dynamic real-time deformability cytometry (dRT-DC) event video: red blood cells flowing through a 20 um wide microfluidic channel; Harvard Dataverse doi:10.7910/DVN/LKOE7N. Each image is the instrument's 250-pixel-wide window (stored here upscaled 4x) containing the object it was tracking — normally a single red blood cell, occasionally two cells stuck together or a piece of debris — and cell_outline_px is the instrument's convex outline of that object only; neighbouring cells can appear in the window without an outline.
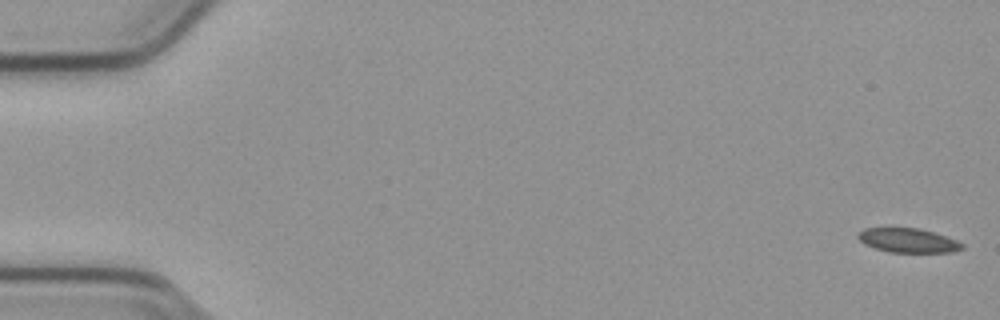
{"species": "common noctule bat (a hibernating species)", "species_latin": "Nyctalus noctula", "temperature_condition": "cold", "stored_images_in_passage": 55, "camera_frame_rate_fps": 3000, "um_per_image_px": 0.085, "animal": {"sex": "male", "body_mass_g": 23.1, "forearm_length_mm": 52.7}, "frame": {"image": 1, "passage_image": 1, "time_ms": 0.0, "image_size_px": [1000, 320], "cell_outline_px": [[964, 248], [952, 252], [888, 252], [864, 244], [856, 236], [864, 228], [920, 228], [956, 240], [964, 244]], "centroid_in_image_um": [77.18, 20.44], "position_along_channel_um": 7.8, "area_um2": 14.57}}
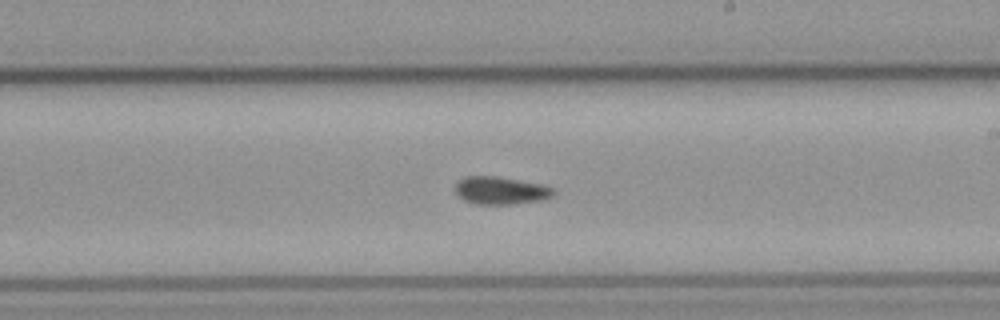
{"frame": {"image": 2, "passage_image": 32, "time_ms": 10.333, "image_size_px": [1000, 320], "cell_outline_px": [[556, 192], [552, 196], [544, 200], [512, 204], [476, 204], [464, 200], [456, 196], [456, 184], [464, 176], [496, 176], [544, 184], [556, 188]], "centroid_in_image_um": [42.61, 16.19], "position_along_channel_um": 246.4, "area_um2": 16.13}}
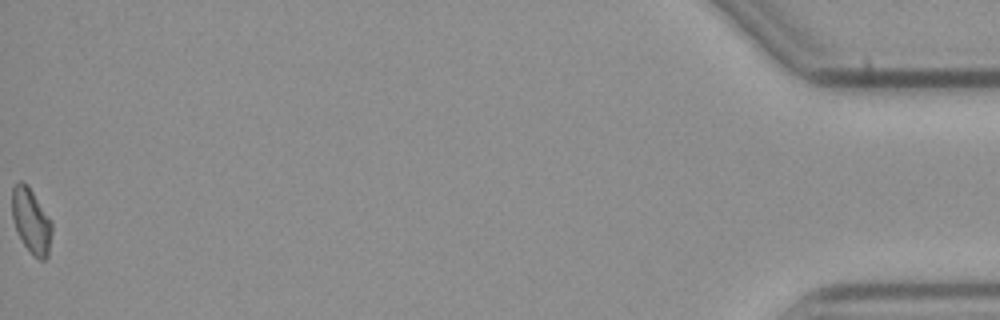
{"frame": {"image": 3, "passage_image": 55, "time_ms": 18.0, "image_size_px": [1000, 320], "cell_outline_px": [[52, 232], [48, 256], [44, 260], [40, 260], [32, 256], [24, 244], [16, 228], [12, 216], [12, 188], [20, 180], [28, 184], [52, 220]], "centroid_in_image_um": [2.68, 18.77], "position_along_channel_um": 432.5, "area_um2": 15.26}, "authors_computed_cell_mechanics": {"area_um2": 15.7216, "velocity_mm_per_s": 3.7934, "shape_relaxation_time_tau1_ms": null, "shape_relaxation_time_tau2_ms": 4.469, "deformation_change_tau1": null, "deformation_change_tau2": 0.0785}}